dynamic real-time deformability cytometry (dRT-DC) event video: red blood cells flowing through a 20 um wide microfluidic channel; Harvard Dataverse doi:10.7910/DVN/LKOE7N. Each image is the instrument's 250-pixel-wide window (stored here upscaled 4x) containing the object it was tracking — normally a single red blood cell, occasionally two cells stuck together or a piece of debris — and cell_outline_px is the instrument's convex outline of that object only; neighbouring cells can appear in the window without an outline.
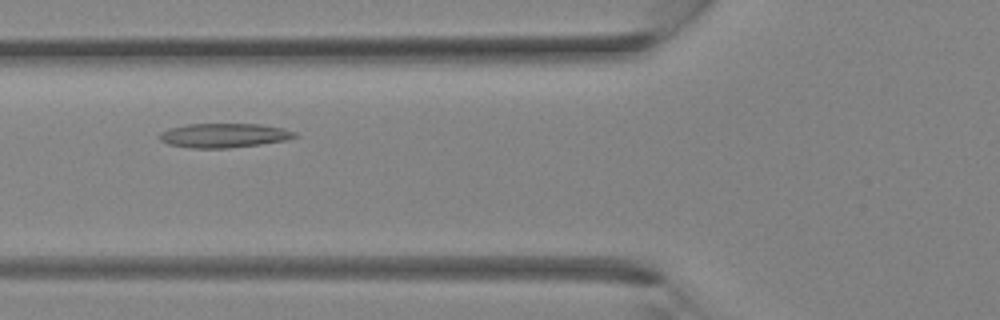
{"species": "Egyptian fruit bat (a non-hibernating species)", "species_latin": "Rousettus aegyptiacus", "temperature_condition": "room temperature", "stored_images_in_passage": 30, "camera_frame_rate_fps": 3000, "um_per_image_px": 0.085, "animal": {"sex": "female"}, "frame": {"image": 1, "passage_image": 8, "time_ms": 2.333, "image_size_px": [1000, 320], "cell_outline_px": [[300, 136], [288, 140], [260, 144], [228, 148], [192, 148], [168, 144], [160, 140], [160, 132], [168, 128], [188, 124], [260, 124], [280, 128], [296, 132]], "centroid_in_image_um": [19.05, 11.51], "position_along_channel_um": 106.7, "area_um2": 19.13}}
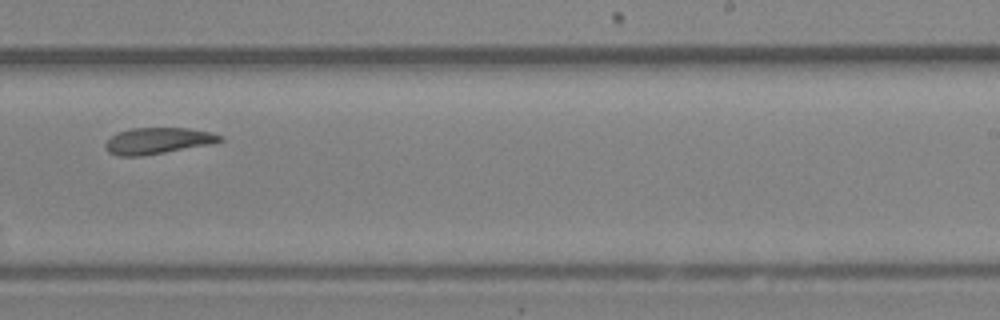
{"frame": {"image": 2, "passage_image": 17, "time_ms": 5.333, "image_size_px": [1000, 320], "cell_outline_px": [[224, 140], [212, 144], [140, 156], [116, 156], [108, 152], [104, 148], [104, 144], [116, 132], [132, 128], [188, 128], [212, 132], [224, 136]], "centroid_in_image_um": [13.42, 11.96], "position_along_channel_um": 275.6, "area_um2": 17.69}}
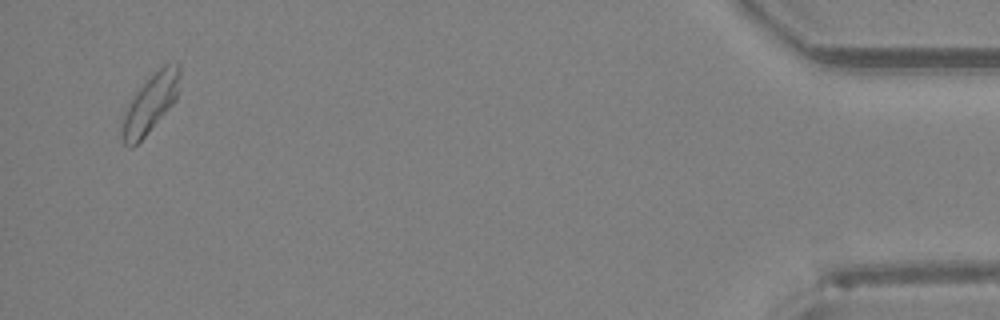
{"frame": {"image": 3, "passage_image": 29, "time_ms": 9.333, "image_size_px": [1000, 320], "cell_outline_px": [[180, 76], [176, 100], [144, 136], [132, 148], [128, 148], [124, 144], [120, 136], [120, 128], [124, 112], [132, 96], [152, 72], [164, 64], [180, 64]], "centroid_in_image_um": [12.74, 8.79], "position_along_channel_um": 422.5, "area_um2": 19.77}}